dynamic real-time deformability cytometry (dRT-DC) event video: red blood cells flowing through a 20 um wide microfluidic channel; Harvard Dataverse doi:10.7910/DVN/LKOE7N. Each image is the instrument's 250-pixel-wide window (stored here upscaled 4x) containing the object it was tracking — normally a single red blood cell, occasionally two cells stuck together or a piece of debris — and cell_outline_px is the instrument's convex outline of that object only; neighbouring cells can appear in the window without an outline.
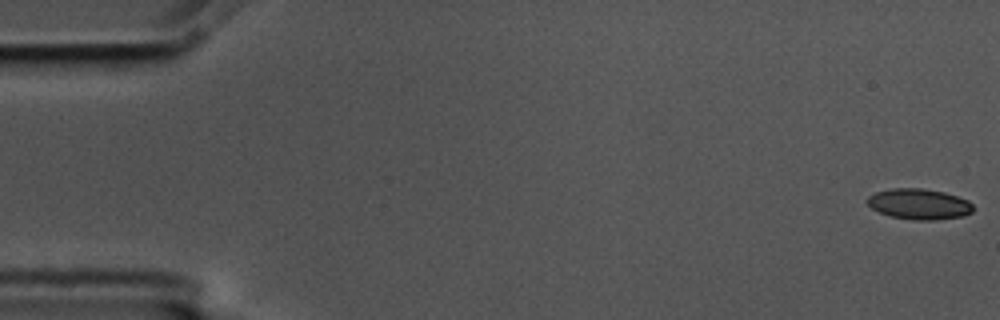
{"species": "common noctule bat (a hibernating species)", "species_latin": "Nyctalus noctula", "temperature_condition": "cold", "stored_images_in_passage": 57, "camera_frame_rate_fps": 3000, "um_per_image_px": 0.085, "animal": {"sex": "male", "body_mass_g": 17.5, "forearm_length_mm": 52.3}, "frame": {"image": 1, "passage_image": 1, "time_ms": 0.0, "image_size_px": [1000, 320], "cell_outline_px": [[972, 212], [964, 216], [936, 220], [916, 220], [892, 216], [880, 212], [872, 208], [864, 200], [868, 196], [876, 192], [892, 188], [920, 188], [944, 192], [968, 200], [972, 204]], "centroid_in_image_um": [78.11, 17.34], "position_along_channel_um": 6.9, "area_um2": 18.84}}
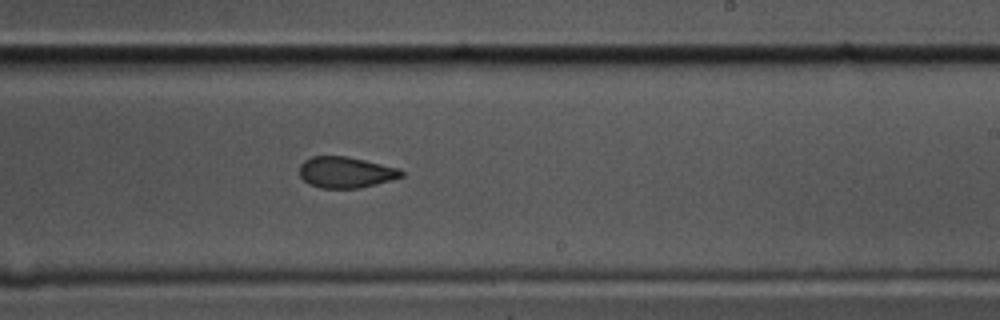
{"frame": {"image": 2, "passage_image": 34, "time_ms": 11.0, "image_size_px": [1000, 320], "cell_outline_px": [[404, 176], [376, 184], [360, 188], [320, 188], [308, 184], [300, 176], [300, 164], [304, 160], [312, 156], [344, 156], [364, 160], [400, 168], [404, 172]], "centroid_in_image_um": [29.38, 14.65], "position_along_channel_um": 259.6, "area_um2": 18.5}}
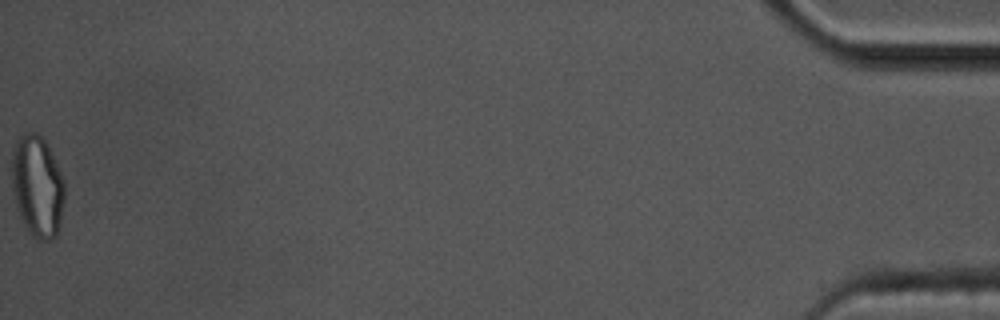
{"frame": {"image": 3, "passage_image": 57, "time_ms": 18.667, "image_size_px": [1000, 320], "cell_outline_px": [[64, 200], [60, 224], [56, 236], [52, 240], [40, 240], [32, 236], [28, 232], [20, 216], [16, 204], [12, 184], [12, 156], [16, 140], [24, 132], [36, 132], [44, 140], [64, 180]], "centroid_in_image_um": [3.17, 15.86], "position_along_channel_um": 432.0, "area_um2": 31.04}, "authors_computed_cell_mechanics": {"area_um2": 19.4786, "velocity_mm_per_s": 3.5722, "shape_relaxation_time_tau1_ms": 6.6003, "shape_relaxation_time_tau2_ms": 1.456, "deformation_change_tau1": 0.125, "deformation_change_tau2": 0.0549}}